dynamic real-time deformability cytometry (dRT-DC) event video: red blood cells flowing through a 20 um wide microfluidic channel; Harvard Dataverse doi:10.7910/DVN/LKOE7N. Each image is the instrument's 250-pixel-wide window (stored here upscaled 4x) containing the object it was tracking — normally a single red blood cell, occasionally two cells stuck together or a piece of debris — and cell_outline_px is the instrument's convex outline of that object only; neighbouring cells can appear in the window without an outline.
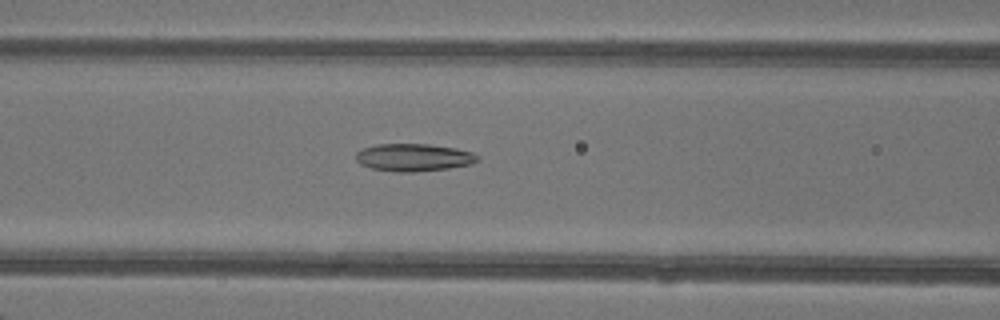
{"species": "common noctule bat (a hibernating species)", "species_latin": "Nyctalus noctula", "temperature_condition": "warm", "stored_images_in_passage": 31, "camera_frame_rate_fps": 3000, "um_per_image_px": 0.085, "animal": {"sex": "female"}, "frame": {"image": 1, "passage_image": 5, "time_ms": 1.333, "image_size_px": [1000, 320], "cell_outline_px": [[480, 160], [472, 164], [448, 168], [412, 172], [396, 172], [372, 168], [360, 164], [356, 160], [356, 152], [364, 148], [376, 144], [428, 144], [456, 148], [472, 152], [480, 156]], "centroid_in_image_um": [35.19, 13.38], "position_along_channel_um": 131.4, "area_um2": 19.59}}
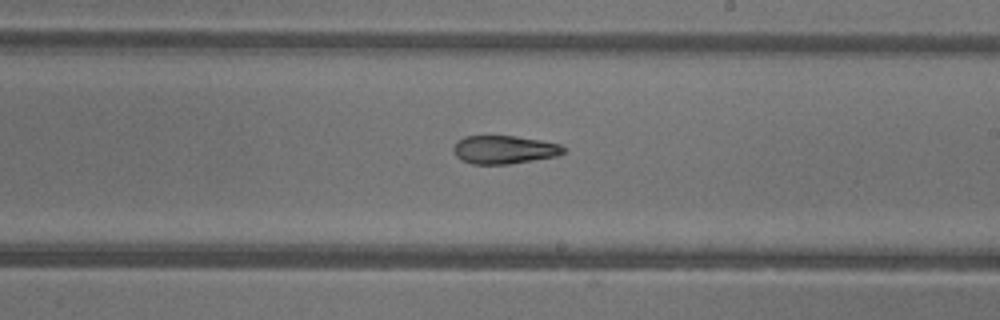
{"frame": {"image": 2, "passage_image": 13, "time_ms": 4.0, "image_size_px": [1000, 320], "cell_outline_px": [[564, 152], [556, 156], [508, 164], [472, 164], [460, 160], [456, 156], [452, 148], [456, 140], [464, 136], [516, 136], [540, 140], [560, 144], [564, 148]], "centroid_in_image_um": [42.79, 12.71], "position_along_channel_um": 246.2, "area_um2": 18.15}}
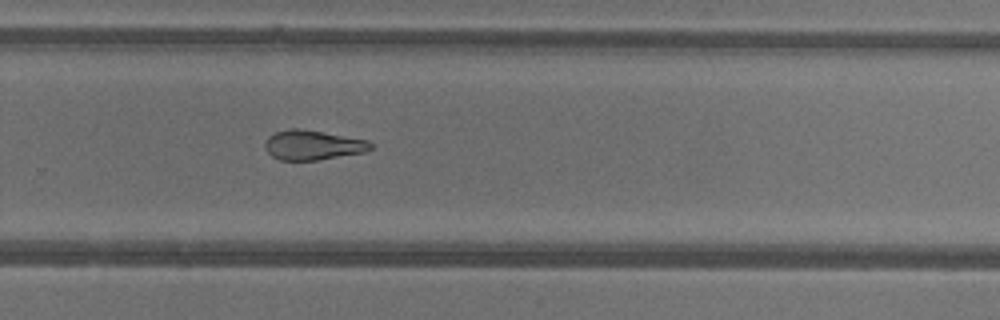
{"frame": {"image": 3, "passage_image": 17, "time_ms": 5.333, "image_size_px": [1000, 320], "cell_outline_px": [[372, 148], [364, 152], [316, 160], [280, 160], [272, 156], [264, 148], [264, 144], [268, 136], [276, 132], [288, 128], [300, 128], [368, 140], [372, 144]], "centroid_in_image_um": [26.55, 12.32], "position_along_channel_um": 303.3, "area_um2": 18.21}, "authors_computed_cell_mechanics": {"area_um2": 18.8428, "velocity_mm_per_s": 4.2948, "shape_relaxation_time_tau1_ms": null, "shape_relaxation_time_tau2_ms": 1.915, "deformation_change_tau1": null, "deformation_change_tau2": 0.0899}}